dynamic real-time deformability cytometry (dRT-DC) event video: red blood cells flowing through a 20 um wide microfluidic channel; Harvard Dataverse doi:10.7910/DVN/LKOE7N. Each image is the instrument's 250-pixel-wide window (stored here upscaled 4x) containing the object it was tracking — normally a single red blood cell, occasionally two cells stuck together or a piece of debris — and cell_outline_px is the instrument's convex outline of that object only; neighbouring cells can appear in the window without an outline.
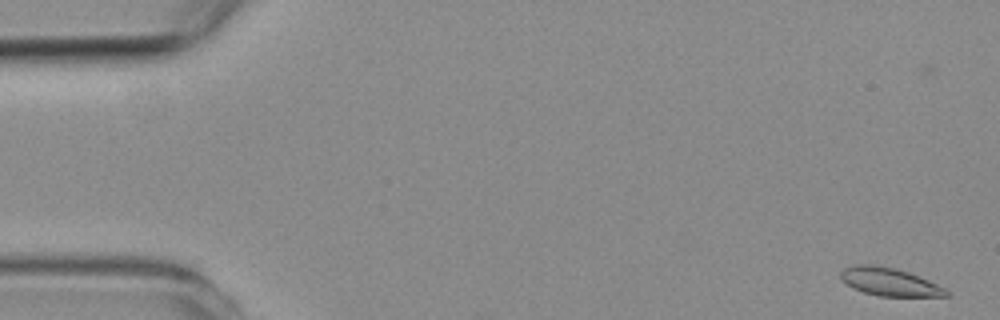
{"species": "common noctule bat (a hibernating species)", "species_latin": "Nyctalus noctula", "temperature_condition": "room temperature", "stored_images_in_passage": 6, "camera_frame_rate_fps": 3000, "um_per_image_px": 0.085, "animal": {"sex": "female", "body_mass_g": 19.3, "forearm_length_mm": 54.1}, "frame": {"image": 1, "passage_image": 1, "time_ms": 0.0, "image_size_px": [1000, 320], "cell_outline_px": [[948, 296], [880, 296], [864, 292], [852, 288], [840, 280], [840, 272], [844, 268], [856, 264], [872, 264], [892, 268], [908, 272], [920, 276], [944, 288], [948, 292]], "centroid_in_image_um": [75.55, 23.95], "position_along_channel_um": 9.5, "area_um2": 17.11}}